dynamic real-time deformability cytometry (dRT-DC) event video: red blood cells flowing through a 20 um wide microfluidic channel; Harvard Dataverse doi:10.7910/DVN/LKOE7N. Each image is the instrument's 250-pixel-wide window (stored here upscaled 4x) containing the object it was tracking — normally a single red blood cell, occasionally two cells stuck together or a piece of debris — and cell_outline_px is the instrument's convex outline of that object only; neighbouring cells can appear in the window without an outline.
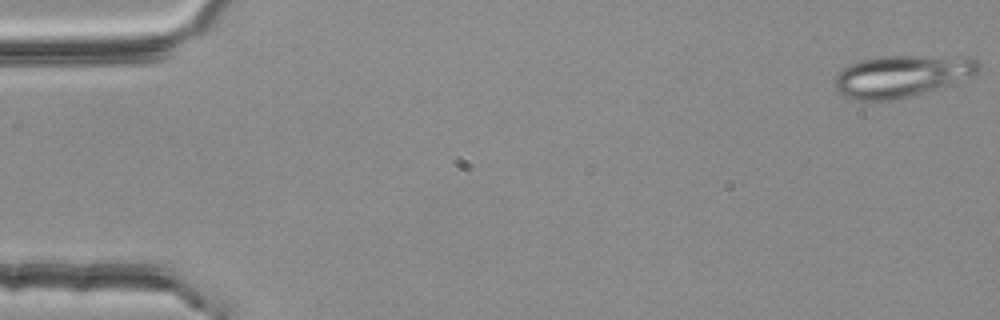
{"species": "common noctule bat (a hibernating species)", "species_latin": "Nyctalus noctula", "temperature_condition": "room temperature", "stored_images_in_passage": 54, "camera_frame_rate_fps": 3000, "um_per_image_px": 0.085, "animal": {"sex": "female", "body_mass_g": 25.1}, "frame": {"image": 1, "passage_image": 1, "time_ms": 0.0, "image_size_px": [1000, 320], "cell_outline_px": [[980, 68], [976, 72], [936, 88], [908, 96], [888, 100], [852, 100], [844, 96], [836, 88], [832, 80], [844, 68], [860, 60], [880, 56], [976, 56], [980, 60]], "centroid_in_image_um": [76.62, 6.43], "position_along_channel_um": 8.4, "area_um2": 34.62}}
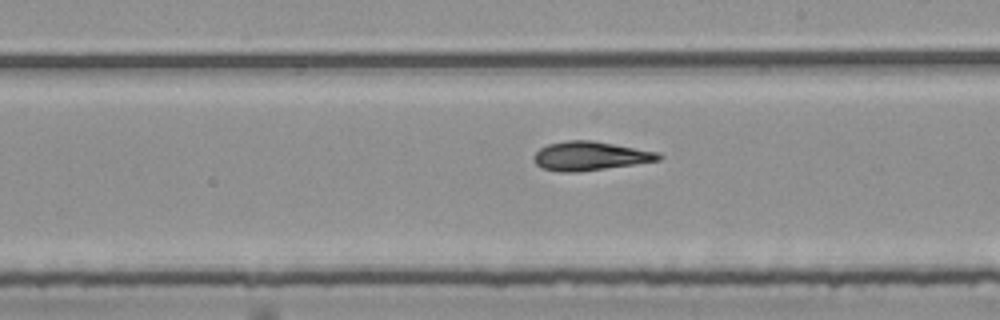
{"frame": {"image": 2, "passage_image": 31, "time_ms": 10.0, "image_size_px": [1000, 320], "cell_outline_px": [[664, 156], [660, 160], [576, 172], [560, 172], [544, 168], [536, 164], [532, 160], [532, 156], [540, 148], [548, 144], [568, 140], [592, 140], [660, 152]], "centroid_in_image_um": [50.15, 13.24], "position_along_channel_um": 238.8, "area_um2": 20.92}}
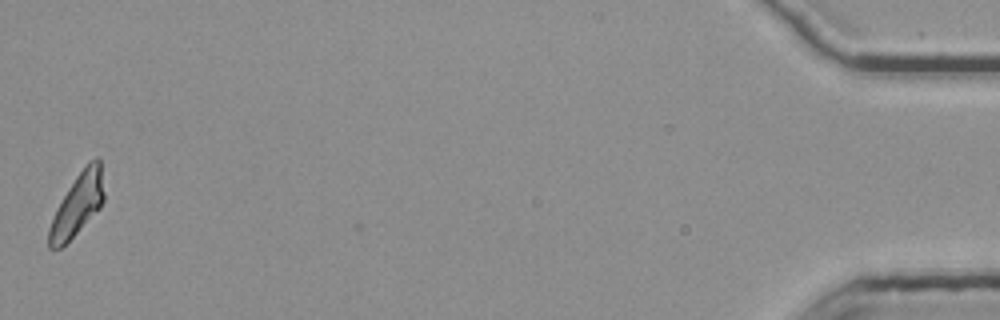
{"frame": {"image": 3, "passage_image": 54, "time_ms": 17.667, "image_size_px": [1000, 320], "cell_outline_px": [[104, 200], [100, 208], [60, 248], [48, 248], [48, 228], [56, 208], [68, 188], [76, 176], [88, 160], [96, 156], [100, 160], [104, 192]], "centroid_in_image_um": [6.58, 17.34], "position_along_channel_um": 428.6, "area_um2": 19.65}, "authors_computed_cell_mechanics": {"area_um2": 21.0103, "velocity_mm_per_s": 3.7693, "shape_relaxation_time_tau1_ms": null, "shape_relaxation_time_tau2_ms": 3.8207, "deformation_change_tau1": null, "deformation_change_tau2": 0.1082}}